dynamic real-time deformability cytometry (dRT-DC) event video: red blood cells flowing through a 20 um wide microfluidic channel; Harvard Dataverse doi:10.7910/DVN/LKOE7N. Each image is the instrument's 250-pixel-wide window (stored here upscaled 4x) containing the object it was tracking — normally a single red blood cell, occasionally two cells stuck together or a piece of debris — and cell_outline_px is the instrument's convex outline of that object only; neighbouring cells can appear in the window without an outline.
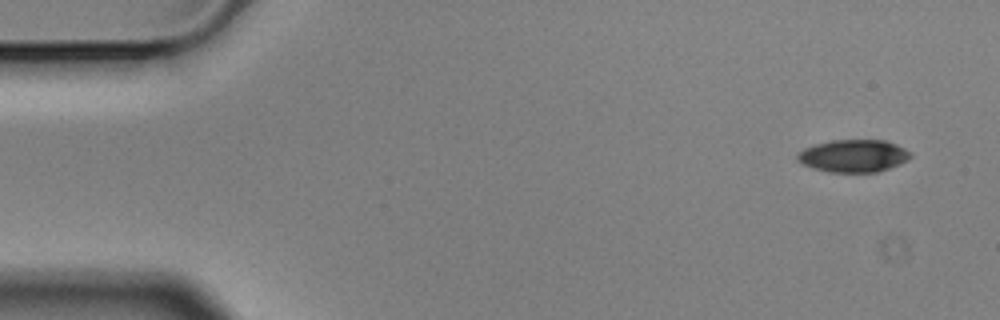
{"species": "Egyptian fruit bat (a non-hibernating species)", "species_latin": "Rousettus aegyptiacus", "temperature_condition": "cold", "stored_images_in_passage": 8, "camera_frame_rate_fps": 3000, "um_per_image_px": 0.085, "animal": {"sex": "male"}, "frame": {"image": 1, "passage_image": 1, "time_ms": 0.0, "image_size_px": [1000, 320], "cell_outline_px": [[912, 156], [908, 160], [888, 168], [876, 172], [828, 172], [812, 168], [796, 160], [796, 156], [804, 148], [816, 144], [832, 140], [884, 140], [896, 144], [912, 152]], "centroid_in_image_um": [72.55, 13.25], "position_along_channel_um": 12.5, "area_um2": 21.39}}
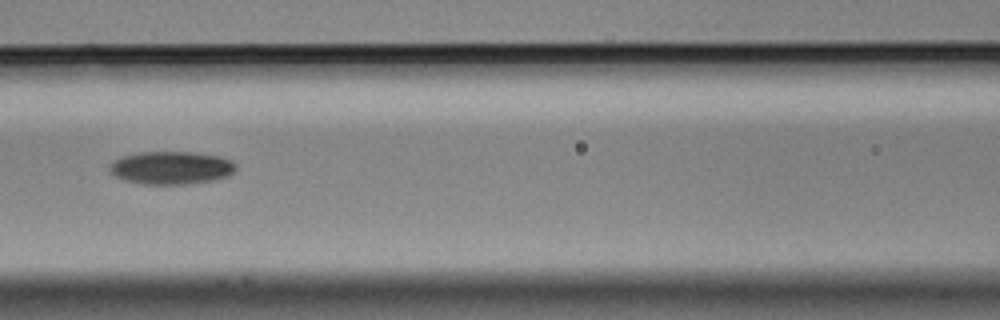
{"frame": {"image": 2, "passage_image": 7, "time_ms": 2.0, "image_size_px": [1000, 320], "cell_outline_px": [[236, 168], [228, 176], [216, 180], [184, 184], [144, 184], [124, 180], [108, 172], [108, 168], [112, 160], [124, 156], [140, 152], [192, 152], [220, 156], [232, 160], [236, 164]], "centroid_in_image_um": [14.55, 14.26], "position_along_channel_um": 152.1, "area_um2": 24.39}}
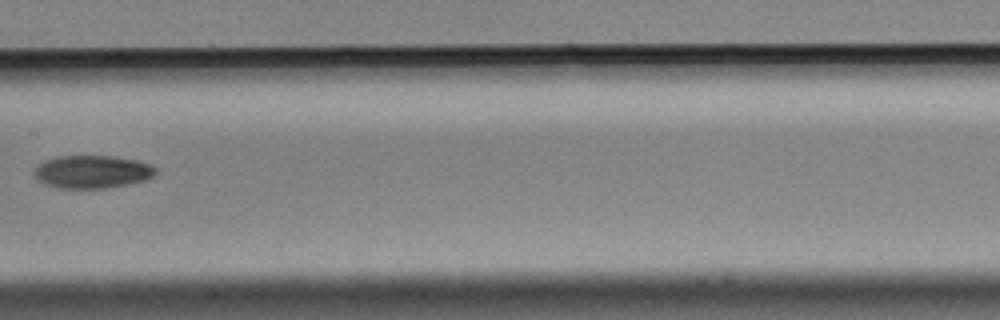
{"frame": {"image": 3, "passage_image": 8, "time_ms": 2.333, "image_size_px": [1000, 320], "cell_outline_px": [[156, 172], [152, 176], [144, 180], [128, 184], [108, 188], [60, 188], [44, 184], [36, 180], [32, 172], [44, 160], [60, 156], [116, 156], [136, 160], [148, 164], [156, 168]], "centroid_in_image_um": [7.8, 14.6], "position_along_channel_um": 199.6, "area_um2": 23.29}}